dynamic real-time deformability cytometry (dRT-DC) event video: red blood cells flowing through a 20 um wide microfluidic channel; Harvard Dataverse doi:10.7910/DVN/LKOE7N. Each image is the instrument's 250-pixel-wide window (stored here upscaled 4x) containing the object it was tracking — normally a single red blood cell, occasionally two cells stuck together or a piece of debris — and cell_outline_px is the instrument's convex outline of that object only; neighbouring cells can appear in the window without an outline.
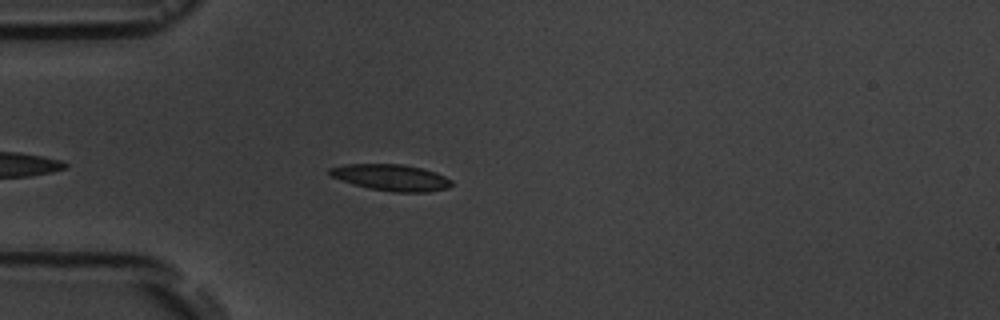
{"species": "common noctule bat (a hibernating species)", "species_latin": "Nyctalus noctula", "temperature_condition": "room temperature", "stored_images_in_passage": 5, "camera_frame_rate_fps": 3000, "um_per_image_px": 0.085, "animal": {"sex": "male", "body_mass_g": 19.5, "forearm_length_mm": 54.6}, "frame": {"image": 1, "passage_image": 5, "time_ms": 4.667, "image_size_px": [1000, 320], "cell_outline_px": [[452, 184], [448, 188], [428, 192], [392, 192], [372, 188], [356, 184], [332, 176], [328, 172], [328, 168], [344, 164], [404, 164], [436, 172], [452, 180]], "centroid_in_image_um": [33.29, 15.08], "position_along_channel_um": 51.7, "area_um2": 18.5}}